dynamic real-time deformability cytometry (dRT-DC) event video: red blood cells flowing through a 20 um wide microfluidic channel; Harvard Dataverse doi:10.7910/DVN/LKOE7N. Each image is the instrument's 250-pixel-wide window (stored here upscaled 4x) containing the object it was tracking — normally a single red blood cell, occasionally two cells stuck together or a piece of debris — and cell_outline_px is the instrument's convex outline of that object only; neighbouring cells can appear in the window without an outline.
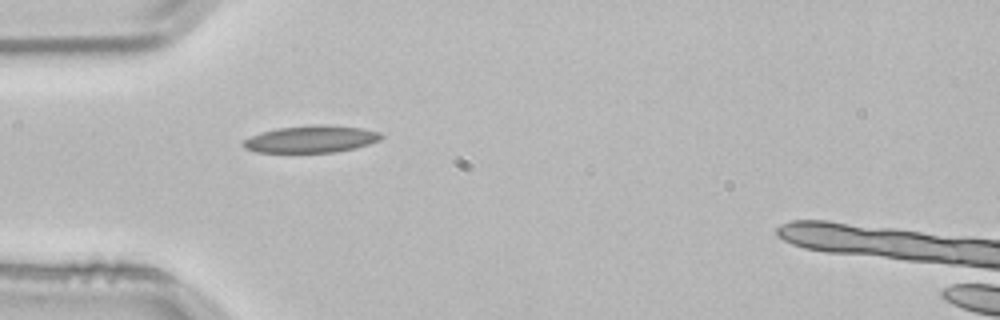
{"species": "common noctule bat (a hibernating species)", "species_latin": "Nyctalus noctula", "temperature_condition": "room temperature", "stored_images_in_passage": 1, "camera_frame_rate_fps": 3000, "um_per_image_px": 0.085, "animal": {"sex": "male", "body_mass_g": 21.5, "forearm_length_mm": 52.0}, "frame": {"image": 1, "passage_image": 1, "time_ms": 0.0, "image_size_px": [1000, 320], "cell_outline_px": [[384, 136], [380, 140], [356, 148], [336, 152], [256, 152], [244, 148], [240, 144], [244, 140], [260, 132], [280, 128], [312, 124], [328, 124], [360, 128], [380, 132]], "centroid_in_image_um": [26.45, 11.82], "position_along_channel_um": 58.5, "area_um2": 21.85}}